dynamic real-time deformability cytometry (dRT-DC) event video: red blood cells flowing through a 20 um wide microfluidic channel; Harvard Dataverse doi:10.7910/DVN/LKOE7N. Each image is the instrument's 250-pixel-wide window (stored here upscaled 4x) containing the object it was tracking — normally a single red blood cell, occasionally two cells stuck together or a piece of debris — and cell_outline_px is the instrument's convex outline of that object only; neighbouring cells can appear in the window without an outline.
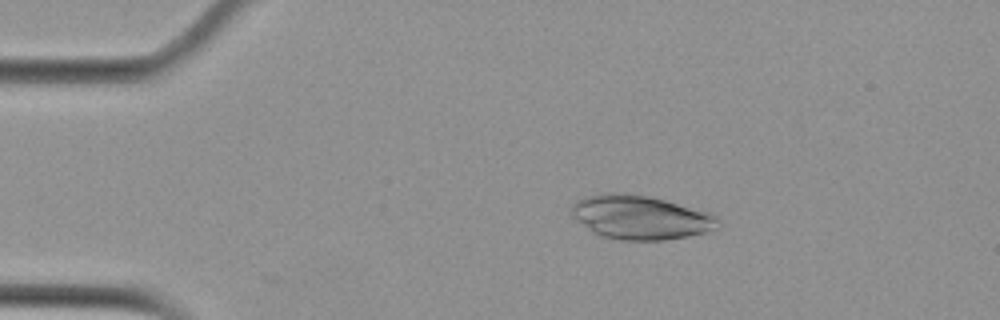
{"species": "Egyptian fruit bat (a non-hibernating species)", "species_latin": "Rousettus aegyptiacus", "temperature_condition": "cold", "stored_images_in_passage": 54, "camera_frame_rate_fps": 3000, "um_per_image_px": 0.085, "animal": {"sex": "female"}, "frame": {"image": 1, "passage_image": 10, "time_ms": 3.0, "image_size_px": [1000, 320], "cell_outline_px": [[720, 220], [712, 228], [704, 232], [688, 236], [664, 240], [620, 240], [600, 236], [592, 232], [572, 216], [572, 204], [576, 200], [588, 196], [604, 192], [612, 192], [648, 196], [712, 212]], "centroid_in_image_um": [54.41, 18.47], "position_along_channel_um": 30.6, "area_um2": 37.34}}
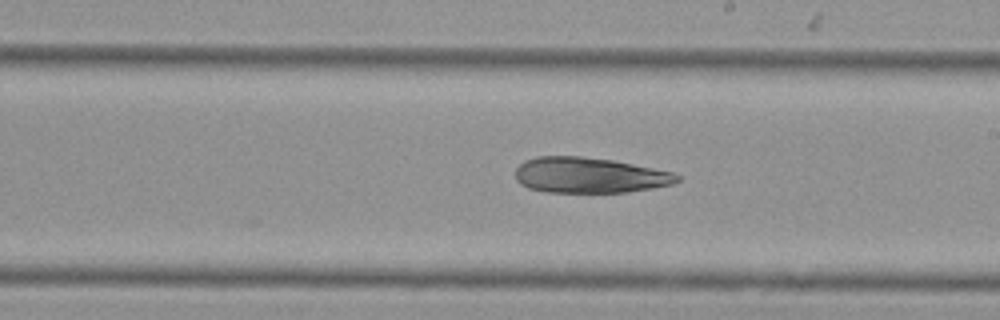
{"frame": {"image": 2, "passage_image": 31, "time_ms": 10.0, "image_size_px": [1000, 320], "cell_outline_px": [[680, 180], [672, 184], [652, 188], [628, 192], [544, 192], [528, 188], [520, 184], [516, 180], [516, 168], [524, 160], [536, 156], [580, 156], [612, 160], [672, 172], [680, 176]], "centroid_in_image_um": [50.06, 14.89], "position_along_channel_um": 238.9, "area_um2": 33.52}}
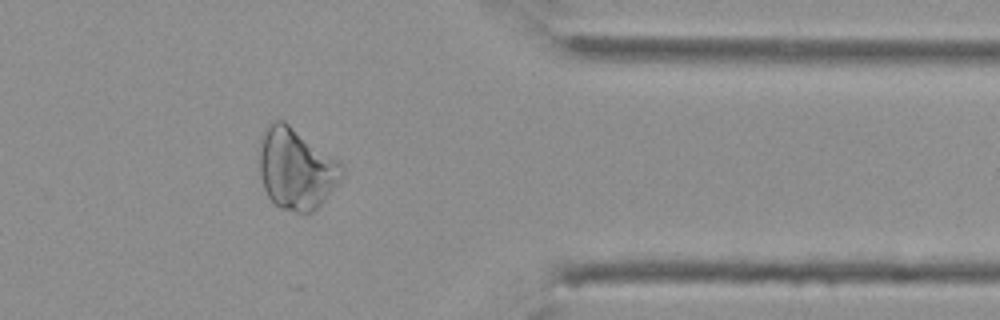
{"frame": {"image": 3, "passage_image": 44, "time_ms": 14.333, "image_size_px": [1000, 320], "cell_outline_px": [[344, 176], [320, 204], [312, 212], [296, 212], [280, 208], [268, 196], [264, 188], [260, 176], [256, 160], [260, 140], [264, 128], [272, 120], [284, 120], [344, 164]], "centroid_in_image_um": [25.13, 14.3], "position_along_channel_um": 386.3, "area_um2": 39.59}}